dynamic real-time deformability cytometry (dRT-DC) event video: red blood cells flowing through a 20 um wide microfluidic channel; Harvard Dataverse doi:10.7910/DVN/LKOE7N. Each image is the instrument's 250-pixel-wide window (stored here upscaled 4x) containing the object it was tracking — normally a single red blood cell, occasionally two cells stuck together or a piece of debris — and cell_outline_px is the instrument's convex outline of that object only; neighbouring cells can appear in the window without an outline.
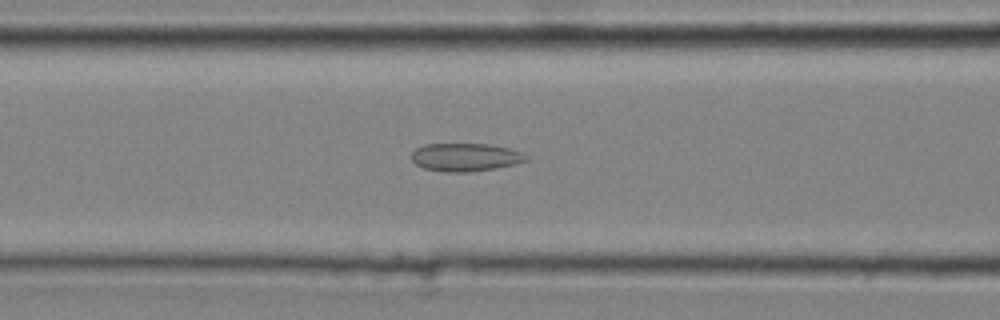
{"species": "common noctule bat (a hibernating species)", "species_latin": "Nyctalus noctula", "temperature_condition": "cold", "stored_images_in_passage": 44, "camera_frame_rate_fps": 3000, "um_per_image_px": 0.085, "animal": {"sex": "male", "body_mass_g": 20.4}, "frame": {"image": 1, "passage_image": 18, "time_ms": 5.667, "image_size_px": [1000, 320], "cell_outline_px": [[528, 160], [516, 164], [496, 168], [468, 172], [444, 172], [424, 168], [416, 164], [412, 160], [412, 152], [416, 148], [424, 144], [488, 144], [508, 148], [520, 152], [528, 156]], "centroid_in_image_um": [39.55, 13.36], "position_along_channel_um": 127.0, "area_um2": 18.73}}
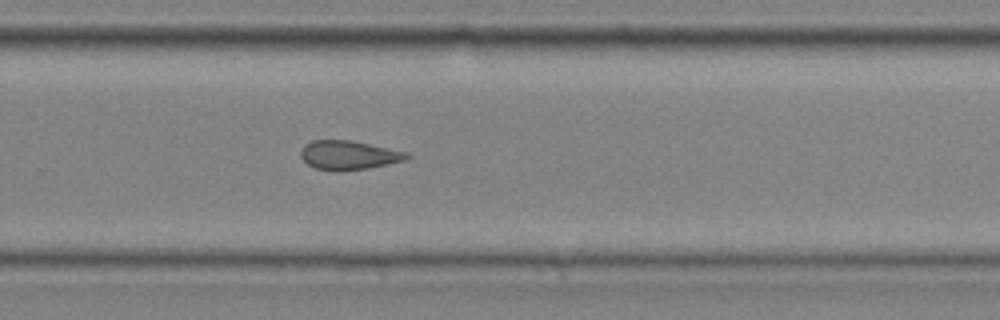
{"frame": {"image": 2, "passage_image": 30, "time_ms": 9.667, "image_size_px": [1000, 320], "cell_outline_px": [[412, 156], [404, 160], [388, 164], [368, 168], [316, 168], [308, 164], [300, 156], [300, 148], [304, 144], [312, 140], [348, 140], [408, 152]], "centroid_in_image_um": [29.64, 13.14], "position_along_channel_um": 300.2, "area_um2": 17.22}}
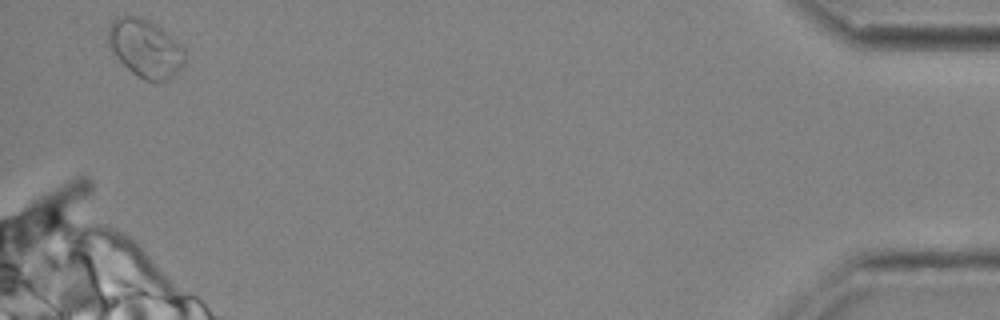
{"frame": {"image": 3, "passage_image": 43, "time_ms": 14.0, "image_size_px": [1000, 320], "cell_outline_px": [[188, 56], [184, 64], [172, 76], [164, 80], [144, 80], [136, 76], [116, 56], [108, 44], [108, 28], [112, 20], [116, 16], [132, 16], [148, 20], [160, 28], [180, 44], [184, 48]], "centroid_in_image_um": [12.36, 4.1], "position_along_channel_um": 422.8, "area_um2": 25.55}, "authors_computed_cell_mechanics": {"area_um2": 19.9699, "velocity_mm_per_s": 4.3407, "shape_relaxation_time_tau1_ms": null, "shape_relaxation_time_tau2_ms": 4.3363, "deformation_change_tau1": null, "deformation_change_tau2": 0.1339}}